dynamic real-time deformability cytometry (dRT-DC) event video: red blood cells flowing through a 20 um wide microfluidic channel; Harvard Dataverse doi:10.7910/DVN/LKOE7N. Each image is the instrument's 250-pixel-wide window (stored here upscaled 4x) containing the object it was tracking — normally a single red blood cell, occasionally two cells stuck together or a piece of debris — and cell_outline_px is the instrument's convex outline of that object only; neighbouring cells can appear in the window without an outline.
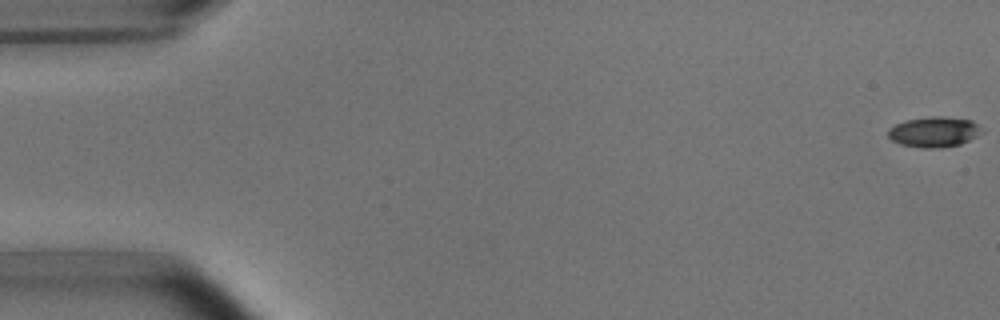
{"species": "common noctule bat (a hibernating species)", "species_latin": "Nyctalus noctula", "temperature_condition": "room temperature", "stored_images_in_passage": 5, "camera_frame_rate_fps": 3000, "um_per_image_px": 0.085, "animal": {"sex": "male", "body_mass_g": 15.6}, "frame": {"image": 1, "passage_image": 1, "time_ms": 0.0, "image_size_px": [1000, 320], "cell_outline_px": [[984, 132], [960, 144], [936, 148], [924, 148], [900, 144], [892, 140], [888, 136], [888, 128], [904, 120], [932, 116], [944, 116], [972, 120], [984, 128]], "centroid_in_image_um": [79.42, 11.19], "position_along_channel_um": 5.6, "area_um2": 16.7}}
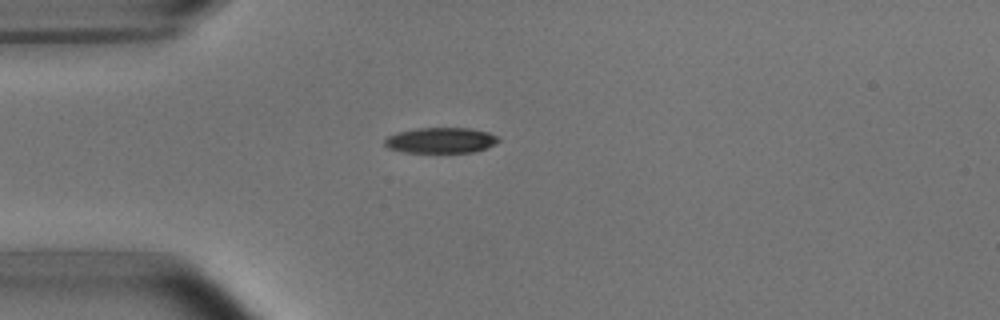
{"frame": {"image": 2, "passage_image": 5, "time_ms": 4.667, "image_size_px": [1000, 320], "cell_outline_px": [[500, 140], [488, 148], [472, 152], [404, 152], [388, 148], [384, 144], [384, 140], [388, 136], [396, 132], [416, 128], [472, 128], [488, 132], [500, 136]], "centroid_in_image_um": [37.49, 11.92], "position_along_channel_um": 47.5, "area_um2": 17.11}}